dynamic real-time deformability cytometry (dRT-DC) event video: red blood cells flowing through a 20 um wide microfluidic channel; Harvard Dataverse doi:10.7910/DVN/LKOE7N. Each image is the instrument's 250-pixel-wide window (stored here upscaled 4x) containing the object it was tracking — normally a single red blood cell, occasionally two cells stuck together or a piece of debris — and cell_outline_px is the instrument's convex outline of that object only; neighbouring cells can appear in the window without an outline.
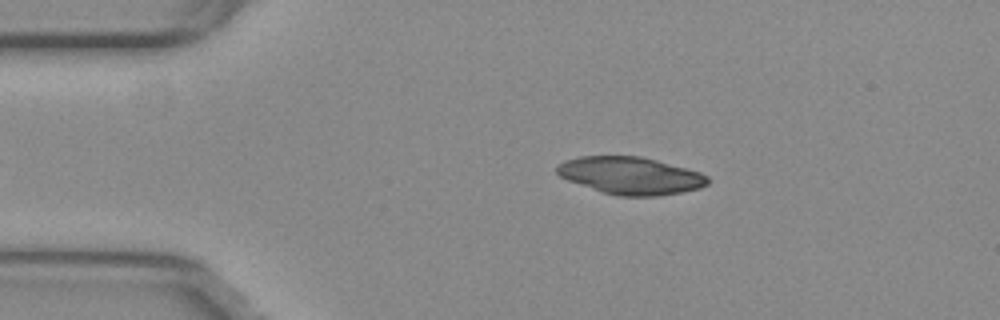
{"species": "common noctule bat (a hibernating species)", "species_latin": "Nyctalus noctula", "temperature_condition": "warm", "stored_images_in_passage": 39, "camera_frame_rate_fps": 3000, "um_per_image_px": 0.085, "animal": {"sex": "female", "body_mass_g": 29.2, "forearm_length_mm": 56.3}, "frame": {"image": 1, "passage_image": 3, "time_ms": 0.667, "image_size_px": [1000, 320], "cell_outline_px": [[708, 184], [700, 188], [660, 196], [620, 196], [604, 192], [568, 180], [560, 176], [556, 172], [556, 168], [564, 160], [580, 156], [640, 156], [656, 160], [700, 172], [708, 176]], "centroid_in_image_um": [53.6, 14.92], "position_along_channel_um": 31.4, "area_um2": 32.54}}